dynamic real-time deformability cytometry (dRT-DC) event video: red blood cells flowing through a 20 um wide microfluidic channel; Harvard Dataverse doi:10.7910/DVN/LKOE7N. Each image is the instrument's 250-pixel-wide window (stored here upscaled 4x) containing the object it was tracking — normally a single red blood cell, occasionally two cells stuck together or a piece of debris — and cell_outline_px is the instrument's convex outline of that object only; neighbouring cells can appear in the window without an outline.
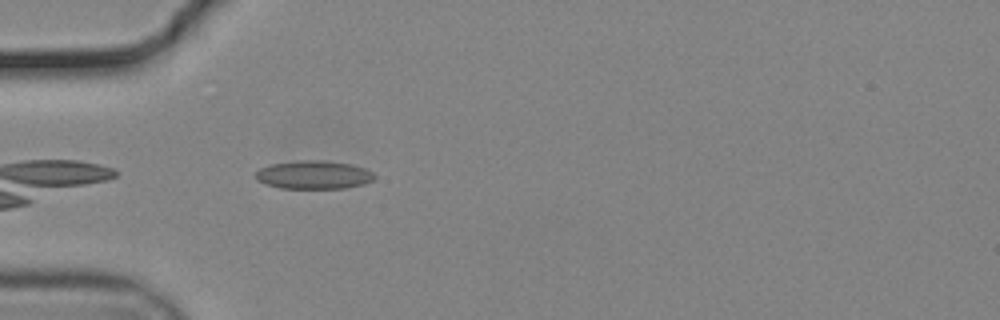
{"species": "common noctule bat (a hibernating species)", "species_latin": "Nyctalus noctula", "temperature_condition": "cold", "stored_images_in_passage": 11, "camera_frame_rate_fps": 3000, "um_per_image_px": 0.085, "animal": {"sex": "male", "body_mass_g": 19.2, "forearm_length_mm": 51.8}, "frame": {"image": 1, "passage_image": 1, "time_ms": 0.0, "image_size_px": [1000, 320], "cell_outline_px": [[376, 176], [372, 180], [364, 184], [344, 188], [280, 188], [264, 184], [256, 180], [252, 176], [260, 168], [272, 164], [300, 160], [324, 160], [352, 164], [364, 168], [372, 172]], "centroid_in_image_um": [26.63, 14.86], "position_along_channel_um": 58.4, "area_um2": 19.77}}
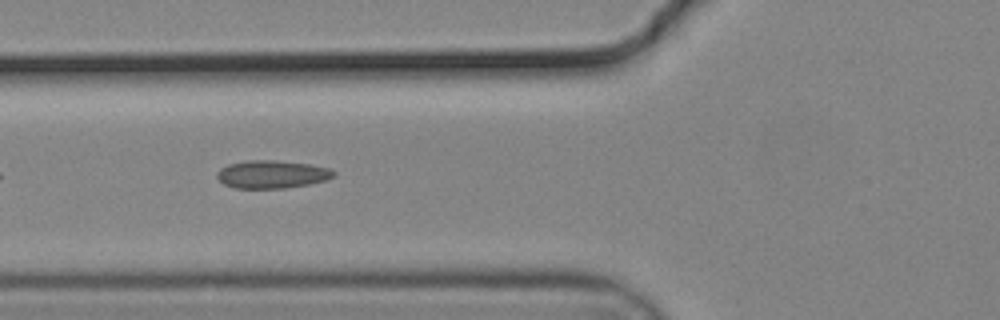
{"frame": {"image": 2, "passage_image": 5, "time_ms": 1.333, "image_size_px": [1000, 320], "cell_outline_px": [[336, 176], [324, 180], [308, 184], [284, 188], [236, 188], [224, 184], [216, 176], [216, 172], [220, 168], [228, 164], [248, 160], [272, 160], [308, 164], [328, 168], [336, 172]], "centroid_in_image_um": [23.09, 14.81], "position_along_channel_um": 102.7, "area_um2": 18.84}}
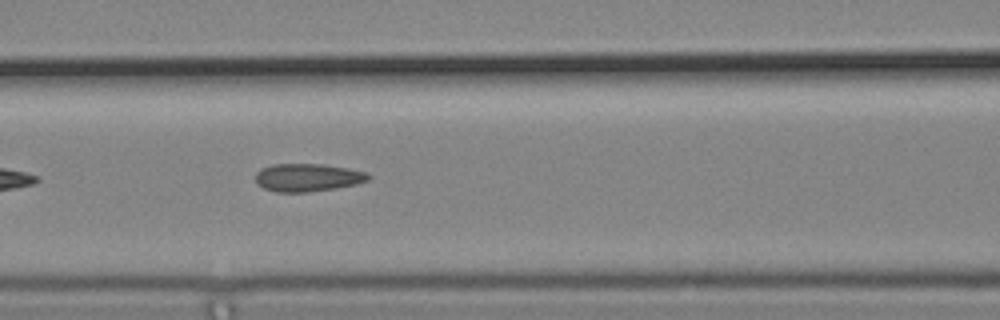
{"frame": {"image": 3, "passage_image": 8, "time_ms": 2.333, "image_size_px": [1000, 320], "cell_outline_px": [[372, 176], [368, 180], [356, 184], [308, 192], [276, 192], [264, 188], [256, 184], [256, 172], [260, 168], [272, 164], [320, 164], [348, 168], [368, 172]], "centroid_in_image_um": [26.13, 15.08], "position_along_channel_um": 140.5, "area_um2": 18.38}}